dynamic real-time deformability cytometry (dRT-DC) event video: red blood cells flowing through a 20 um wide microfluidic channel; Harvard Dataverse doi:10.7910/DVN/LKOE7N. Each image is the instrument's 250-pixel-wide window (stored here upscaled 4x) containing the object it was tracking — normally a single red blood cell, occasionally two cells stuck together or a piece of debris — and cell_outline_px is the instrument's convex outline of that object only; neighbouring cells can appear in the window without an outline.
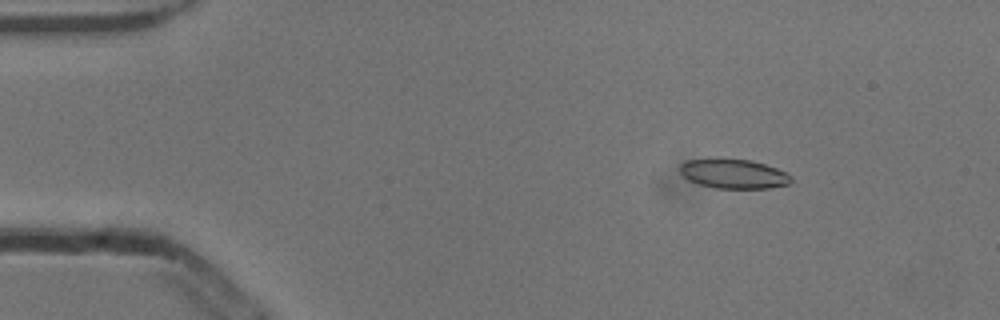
{"species": "common noctule bat (a hibernating species)", "species_latin": "Nyctalus noctula", "temperature_condition": "cold", "stored_images_in_passage": 54, "camera_frame_rate_fps": 3000, "um_per_image_px": 0.085, "animal": {"sex": "male", "body_mass_g": 13.3}, "frame": {"image": 1, "passage_image": 8, "time_ms": 2.333, "image_size_px": [1000, 320], "cell_outline_px": [[792, 180], [788, 184], [768, 188], [716, 188], [700, 184], [688, 180], [680, 172], [680, 164], [688, 160], [716, 156], [720, 156], [752, 160], [776, 168], [792, 176]], "centroid_in_image_um": [62.31, 14.73], "position_along_channel_um": 22.7, "area_um2": 19.54}}
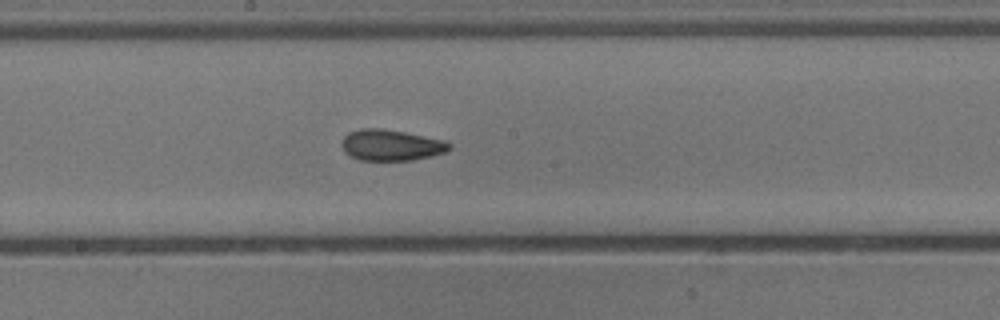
{"frame": {"image": 2, "passage_image": 29, "time_ms": 9.333, "image_size_px": [1000, 320], "cell_outline_px": [[452, 148], [444, 152], [432, 156], [412, 160], [360, 160], [348, 156], [344, 152], [340, 144], [344, 136], [348, 132], [360, 128], [380, 128], [404, 132], [444, 140], [452, 144]], "centroid_in_image_um": [33.2, 12.34], "position_along_channel_um": 215.0, "area_um2": 19.65}}
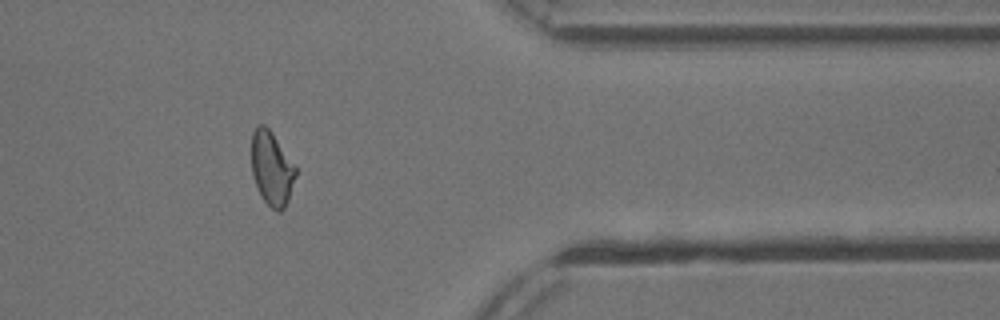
{"frame": {"image": 3, "passage_image": 44, "time_ms": 14.333, "image_size_px": [1000, 320], "cell_outline_px": [[296, 176], [288, 200], [284, 208], [280, 212], [276, 212], [264, 200], [256, 184], [252, 172], [252, 132], [256, 124], [264, 124], [272, 132], [296, 168]], "centroid_in_image_um": [23.09, 14.3], "position_along_channel_um": 388.3, "area_um2": 18.79}, "authors_computed_cell_mechanics": {"area_um2": 19.4208, "velocity_mm_per_s": 3.8609, "shape_relaxation_time_tau1_ms": 6.9008, "shape_relaxation_time_tau2_ms": 2.5801, "deformation_change_tau1": 0.155, "deformation_change_tau2": 0.0893}}